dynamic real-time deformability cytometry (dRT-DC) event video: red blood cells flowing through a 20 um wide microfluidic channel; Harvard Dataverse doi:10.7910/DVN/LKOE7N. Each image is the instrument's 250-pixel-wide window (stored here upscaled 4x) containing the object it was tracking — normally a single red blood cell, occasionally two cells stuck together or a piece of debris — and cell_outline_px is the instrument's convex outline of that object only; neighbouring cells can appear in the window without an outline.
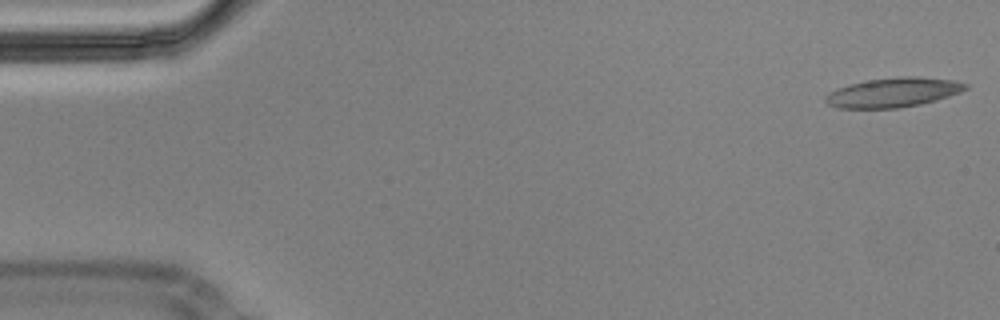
{"species": "Egyptian fruit bat (a non-hibernating species)", "species_latin": "Rousettus aegyptiacus", "temperature_condition": "cold", "stored_images_in_passage": 51, "camera_frame_rate_fps": 3000, "um_per_image_px": 0.085, "animal": {"sex": "male"}, "frame": {"image": 1, "passage_image": 1, "time_ms": 0.0, "image_size_px": [1000, 320], "cell_outline_px": [[968, 88], [960, 92], [936, 100], [920, 104], [896, 108], [836, 108], [828, 104], [824, 100], [824, 96], [828, 92], [836, 88], [848, 84], [868, 80], [900, 76], [916, 76], [952, 80], [968, 84]], "centroid_in_image_um": [75.87, 7.85], "position_along_channel_um": 9.1, "area_um2": 24.1}}
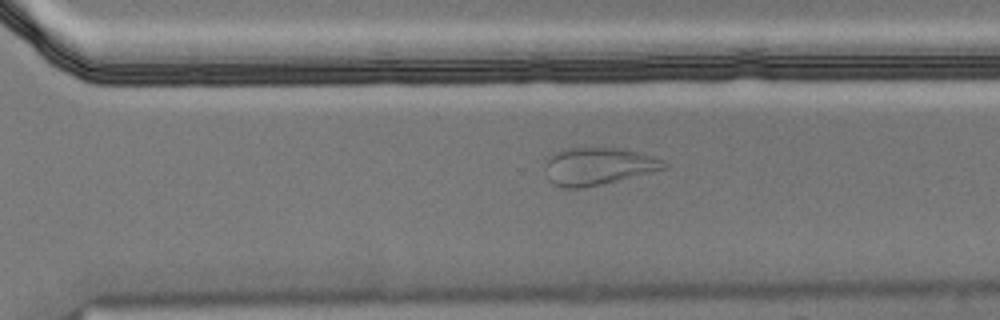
{"frame": {"image": 2, "passage_image": 38, "time_ms": 12.333, "image_size_px": [1000, 320], "cell_outline_px": [[668, 168], [600, 184], [580, 188], [564, 188], [552, 184], [548, 180], [544, 168], [544, 164], [556, 152], [564, 148], [620, 148], [640, 152], [664, 160], [668, 164]], "centroid_in_image_um": [50.83, 14.13], "position_along_channel_um": 319.8, "area_um2": 25.84}}
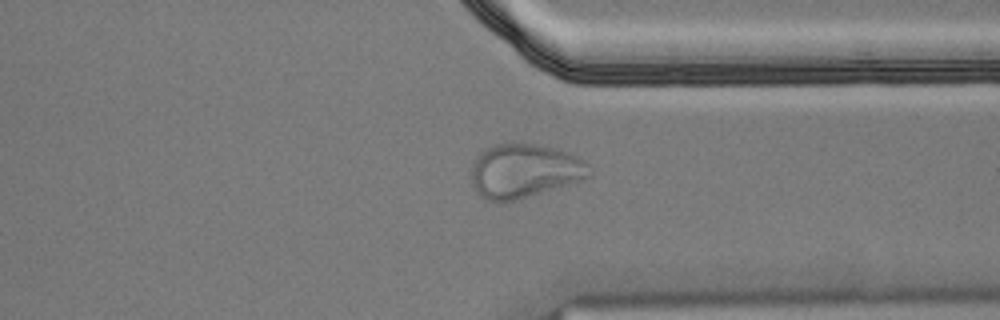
{"frame": {"image": 3, "passage_image": 42, "time_ms": 13.667, "image_size_px": [1000, 320], "cell_outline_px": [[592, 176], [512, 200], [488, 200], [476, 192], [472, 180], [472, 164], [480, 152], [504, 140], [532, 144], [556, 148], [568, 152], [584, 160], [588, 164]], "centroid_in_image_um": [44.55, 14.46], "position_along_channel_um": 366.9, "area_um2": 36.59}}